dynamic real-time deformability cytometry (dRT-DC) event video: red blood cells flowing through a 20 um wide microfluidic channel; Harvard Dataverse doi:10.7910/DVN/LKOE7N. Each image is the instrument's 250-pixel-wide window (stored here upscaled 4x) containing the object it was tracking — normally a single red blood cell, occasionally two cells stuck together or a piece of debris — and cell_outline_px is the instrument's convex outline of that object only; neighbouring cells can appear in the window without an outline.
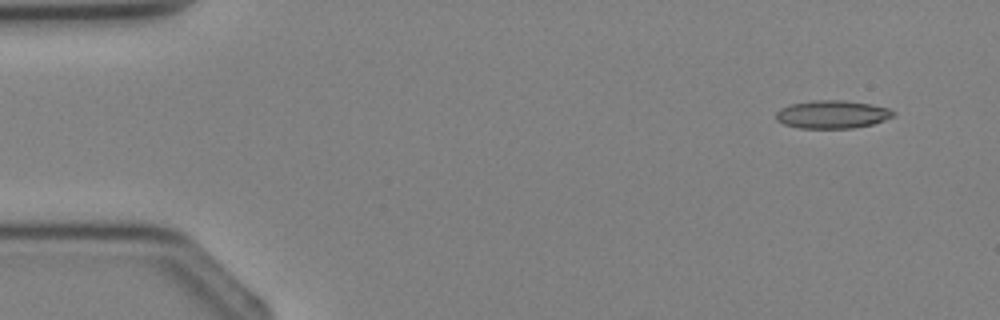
{"species": "Egyptian fruit bat (a non-hibernating species)", "species_latin": "Rousettus aegyptiacus", "temperature_condition": "cold", "stored_images_in_passage": 3, "camera_frame_rate_fps": 3000, "um_per_image_px": 0.085, "animal": {"sex": "female"}, "frame": {"image": 1, "passage_image": 1, "time_ms": 0.0, "image_size_px": [1000, 320], "cell_outline_px": [[896, 116], [872, 124], [852, 128], [800, 128], [784, 124], [776, 120], [776, 112], [780, 108], [792, 104], [812, 100], [844, 100], [872, 104], [888, 108], [896, 112]], "centroid_in_image_um": [70.76, 9.72], "position_along_channel_um": 14.2, "area_um2": 19.25}}
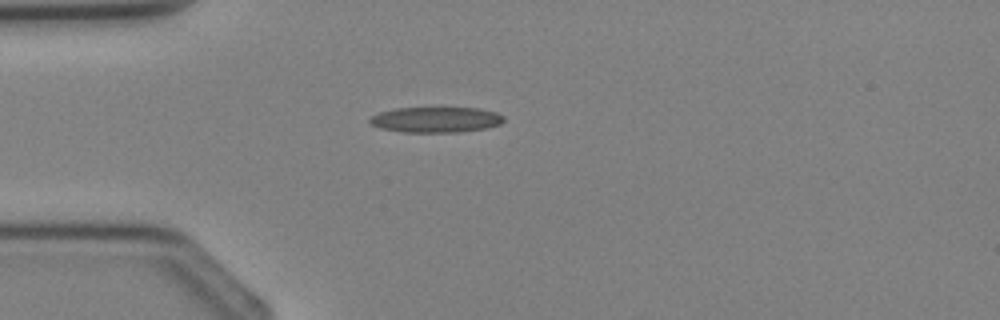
{"frame": {"image": 2, "passage_image": 3, "time_ms": 2.333, "image_size_px": [1000, 320], "cell_outline_px": [[504, 120], [500, 124], [488, 128], [456, 132], [404, 132], [380, 128], [372, 124], [368, 120], [372, 116], [380, 112], [396, 108], [480, 108], [496, 112], [504, 116]], "centroid_in_image_um": [37.08, 10.17], "position_along_channel_um": 47.9, "area_um2": 19.88}}